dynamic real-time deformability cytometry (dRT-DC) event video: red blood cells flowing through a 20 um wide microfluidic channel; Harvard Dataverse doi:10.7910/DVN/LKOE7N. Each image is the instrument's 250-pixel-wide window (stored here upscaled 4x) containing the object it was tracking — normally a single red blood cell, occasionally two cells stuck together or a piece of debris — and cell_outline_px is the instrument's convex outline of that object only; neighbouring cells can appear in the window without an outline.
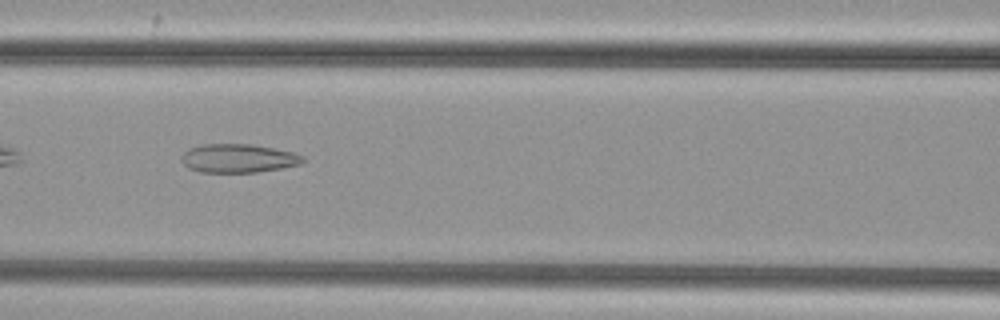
{"species": "common noctule bat (a hibernating species)", "species_latin": "Nyctalus noctula", "temperature_condition": "cold", "stored_images_in_passage": 36, "camera_frame_rate_fps": 3000, "um_per_image_px": 0.085, "animal": {"sex": "female", "body_mass_g": 29.2, "forearm_length_mm": 56.3}, "frame": {"image": 1, "passage_image": 7, "time_ms": 2.0, "image_size_px": [1000, 320], "cell_outline_px": [[304, 160], [300, 164], [280, 168], [256, 172], [200, 172], [188, 168], [180, 160], [184, 152], [188, 148], [200, 144], [252, 144], [276, 148], [292, 152], [304, 156]], "centroid_in_image_um": [20.22, 13.44], "position_along_channel_um": 146.4, "area_um2": 20.35}}
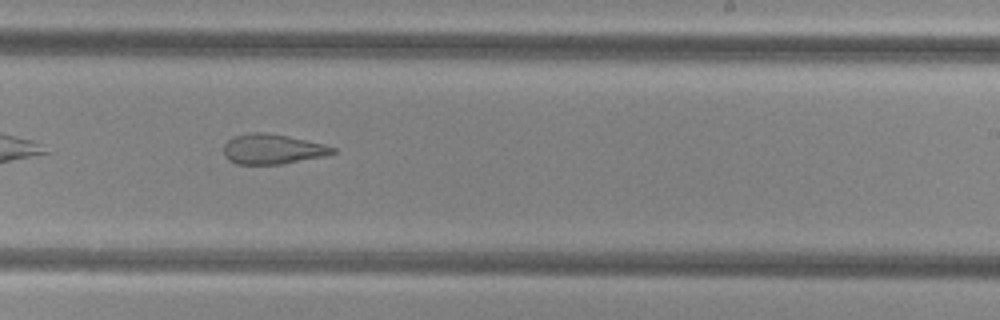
{"frame": {"image": 2, "passage_image": 16, "time_ms": 5.0, "image_size_px": [1000, 320], "cell_outline_px": [[336, 152], [324, 156], [284, 164], [236, 164], [228, 160], [224, 152], [224, 144], [228, 140], [236, 136], [248, 132], [264, 132], [288, 136], [324, 144], [336, 148]], "centroid_in_image_um": [23.16, 12.67], "position_along_channel_um": 265.8, "area_um2": 19.07}}
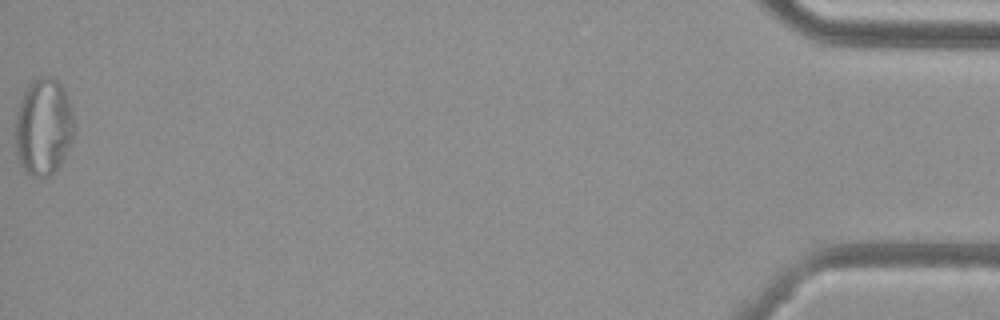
{"frame": {"image": 3, "passage_image": 36, "time_ms": 11.667, "image_size_px": [1000, 320], "cell_outline_px": [[76, 132], [64, 156], [56, 168], [48, 176], [32, 176], [24, 172], [16, 152], [16, 112], [20, 100], [28, 84], [40, 76], [52, 76], [60, 80], [64, 88], [72, 112], [76, 128]], "centroid_in_image_um": [3.71, 10.74], "position_along_channel_um": 431.5, "area_um2": 33.47}}